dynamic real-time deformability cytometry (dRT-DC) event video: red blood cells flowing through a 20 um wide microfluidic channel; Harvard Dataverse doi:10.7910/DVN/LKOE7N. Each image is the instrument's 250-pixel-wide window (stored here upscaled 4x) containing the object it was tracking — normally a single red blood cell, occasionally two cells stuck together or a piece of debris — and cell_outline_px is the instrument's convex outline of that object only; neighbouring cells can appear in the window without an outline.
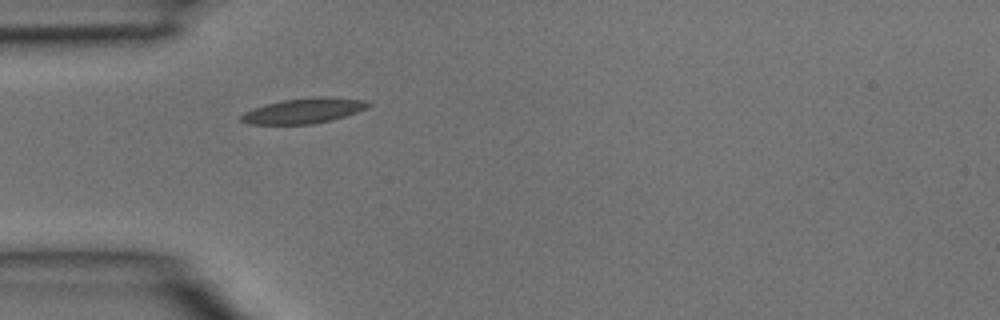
{"species": "common noctule bat (a hibernating species)", "species_latin": "Nyctalus noctula", "temperature_condition": "room temperature", "stored_images_in_passage": 26, "camera_frame_rate_fps": 3000, "um_per_image_px": 0.085, "animal": {"sex": "male", "body_mass_g": 15.6}, "frame": {"image": 1, "passage_image": 1, "time_ms": 0.0, "image_size_px": [1000, 320], "cell_outline_px": [[372, 104], [368, 108], [332, 120], [312, 124], [248, 124], [240, 120], [240, 116], [244, 112], [268, 104], [284, 100], [324, 96], [364, 100]], "centroid_in_image_um": [25.84, 9.42], "position_along_channel_um": 59.2, "area_um2": 18.38}}